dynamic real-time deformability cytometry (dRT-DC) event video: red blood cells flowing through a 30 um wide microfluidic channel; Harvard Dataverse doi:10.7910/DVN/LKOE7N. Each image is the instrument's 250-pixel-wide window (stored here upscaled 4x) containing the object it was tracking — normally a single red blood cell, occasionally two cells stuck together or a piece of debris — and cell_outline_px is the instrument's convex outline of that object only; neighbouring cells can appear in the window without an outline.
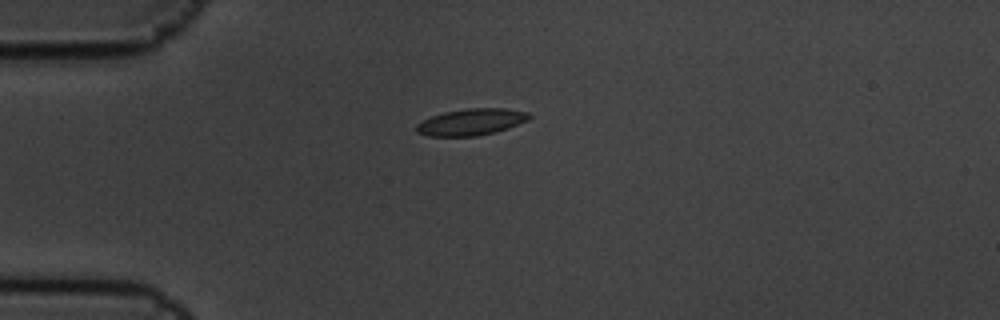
{"species": "common noctule bat (a hibernating species)", "species_latin": "Nyctalus noctula", "temperature_condition": "cold", "stored_images_in_passage": 2, "camera_frame_rate_fps": 3000, "um_per_image_px": 0.085, "animal": {"sex": "male", "body_mass_g": 19.5, "forearm_length_mm": 54.6}, "frame": {"image": 1, "passage_image": 1, "time_ms": 0.0, "image_size_px": [1000, 320], "cell_outline_px": [[532, 116], [528, 120], [508, 128], [496, 132], [476, 136], [428, 136], [416, 132], [416, 124], [432, 116], [444, 112], [468, 108], [504, 108], [528, 112]], "centroid_in_image_um": [40.07, 10.37], "position_along_channel_um": 44.9, "area_um2": 17.46}}